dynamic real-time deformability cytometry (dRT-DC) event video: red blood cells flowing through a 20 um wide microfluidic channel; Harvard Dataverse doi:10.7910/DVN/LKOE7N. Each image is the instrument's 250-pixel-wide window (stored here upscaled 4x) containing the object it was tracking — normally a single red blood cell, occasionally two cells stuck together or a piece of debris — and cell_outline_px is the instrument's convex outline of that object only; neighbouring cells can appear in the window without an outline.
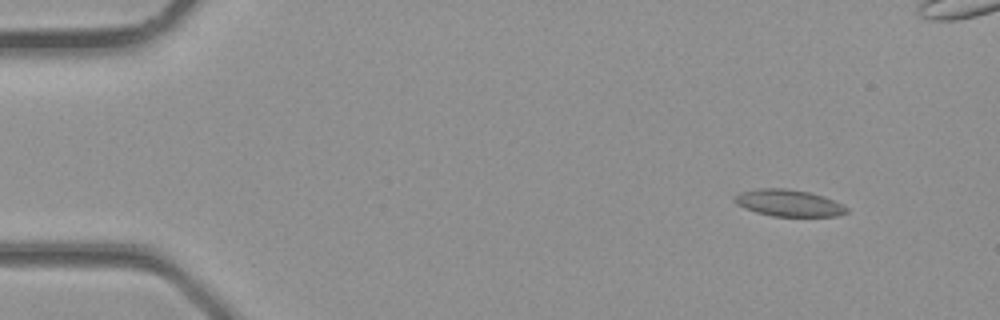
{"species": "common noctule bat (a hibernating species)", "species_latin": "Nyctalus noctula", "temperature_condition": "room temperature", "stored_images_in_passage": 5, "camera_frame_rate_fps": 3000, "um_per_image_px": 0.085, "animal": {"sex": "male", "body_mass_g": 23.1, "forearm_length_mm": 52.7}, "frame": {"image": 1, "passage_image": 1, "time_ms": 0.0, "image_size_px": [1000, 320], "cell_outline_px": [[848, 212], [836, 216], [772, 216], [756, 212], [744, 208], [736, 204], [732, 200], [732, 196], [740, 192], [760, 188], [788, 188], [808, 192], [824, 196], [848, 208]], "centroid_in_image_um": [66.97, 17.25], "position_along_channel_um": 18.0, "area_um2": 17.51}}